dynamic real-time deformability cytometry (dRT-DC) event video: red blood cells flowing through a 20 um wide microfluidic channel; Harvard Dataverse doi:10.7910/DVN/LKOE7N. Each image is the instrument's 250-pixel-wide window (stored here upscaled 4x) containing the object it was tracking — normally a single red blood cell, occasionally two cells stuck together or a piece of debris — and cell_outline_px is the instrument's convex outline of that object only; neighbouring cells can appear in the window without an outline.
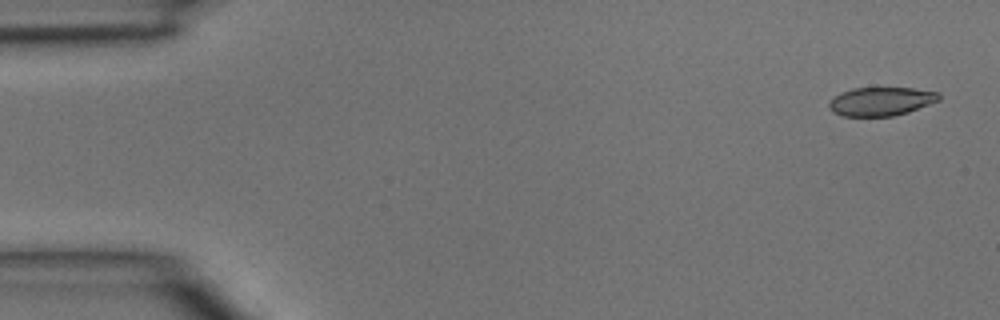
{"species": "common noctule bat (a hibernating species)", "species_latin": "Nyctalus noctula", "temperature_condition": "room temperature", "stored_images_in_passage": 5, "camera_frame_rate_fps": 3000, "um_per_image_px": 0.085, "animal": {"sex": "male", "body_mass_g": 15.6}, "frame": {"image": 1, "passage_image": 1, "time_ms": 0.0, "image_size_px": [1000, 320], "cell_outline_px": [[940, 100], [908, 112], [892, 116], [840, 116], [832, 112], [828, 104], [840, 92], [852, 88], [912, 88], [940, 92]], "centroid_in_image_um": [74.89, 8.62], "position_along_channel_um": 10.1, "area_um2": 18.32}}
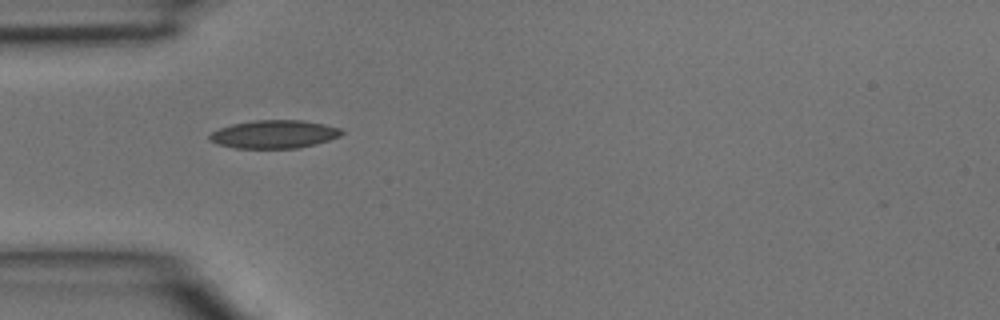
{"frame": {"image": 2, "passage_image": 4, "time_ms": 1.0, "image_size_px": [1000, 320], "cell_outline_px": [[344, 132], [340, 136], [316, 144], [296, 148], [236, 148], [216, 144], [208, 140], [208, 136], [212, 132], [220, 128], [232, 124], [256, 120], [300, 120], [324, 124], [340, 128]], "centroid_in_image_um": [23.28, 11.41], "position_along_channel_um": 61.7, "area_um2": 21.62}}